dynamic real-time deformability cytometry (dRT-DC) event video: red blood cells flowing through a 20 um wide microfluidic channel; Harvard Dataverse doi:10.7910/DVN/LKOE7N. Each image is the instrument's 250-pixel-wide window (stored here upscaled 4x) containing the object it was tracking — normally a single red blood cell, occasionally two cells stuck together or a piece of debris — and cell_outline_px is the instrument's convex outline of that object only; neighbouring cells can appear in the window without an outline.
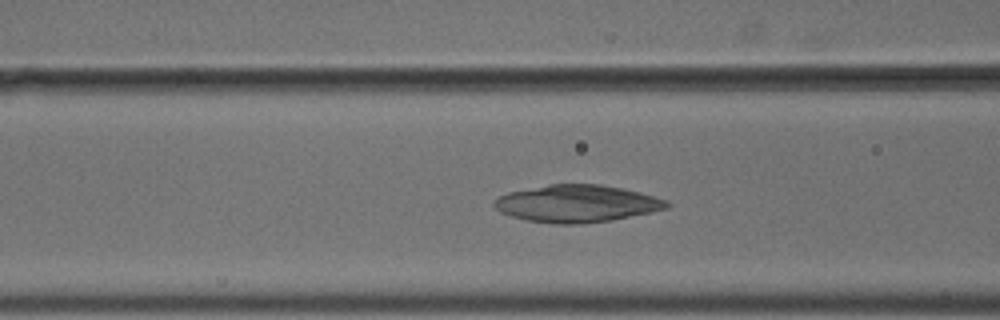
{"species": "common noctule bat (a hibernating species)", "species_latin": "Nyctalus noctula", "temperature_condition": "cold", "stored_images_in_passage": 47, "camera_frame_rate_fps": 3000, "um_per_image_px": 0.085, "animal": {"sex": "male", "body_mass_g": 18.8}, "frame": {"image": 1, "passage_image": 21, "time_ms": 6.667, "image_size_px": [1000, 320], "cell_outline_px": [[672, 204], [668, 208], [652, 212], [612, 220], [580, 224], [556, 224], [528, 220], [512, 216], [500, 212], [492, 204], [500, 196], [508, 192], [548, 184], [600, 184], [620, 188], [668, 200]], "centroid_in_image_um": [49.04, 17.31], "position_along_channel_um": 117.6, "area_um2": 37.28}}
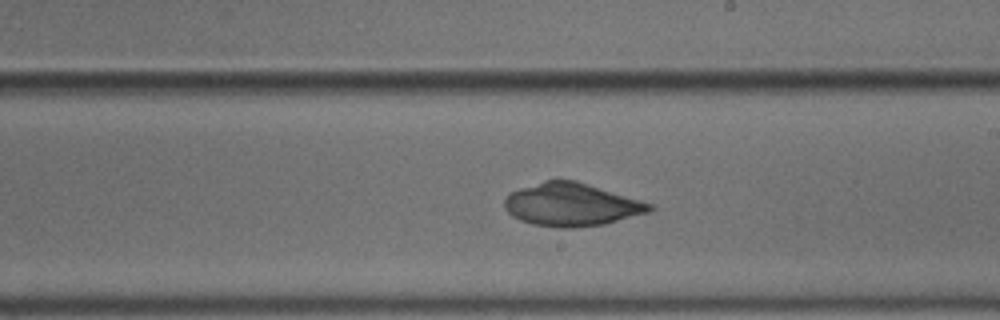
{"frame": {"image": 2, "passage_image": 31, "time_ms": 10.0, "image_size_px": [1000, 320], "cell_outline_px": [[656, 208], [648, 212], [604, 224], [572, 228], [560, 228], [532, 224], [520, 220], [512, 216], [504, 208], [504, 200], [512, 192], [520, 188], [544, 180], [576, 180], [652, 204]], "centroid_in_image_um": [48.55, 17.4], "position_along_channel_um": 240.4, "area_um2": 36.07}}
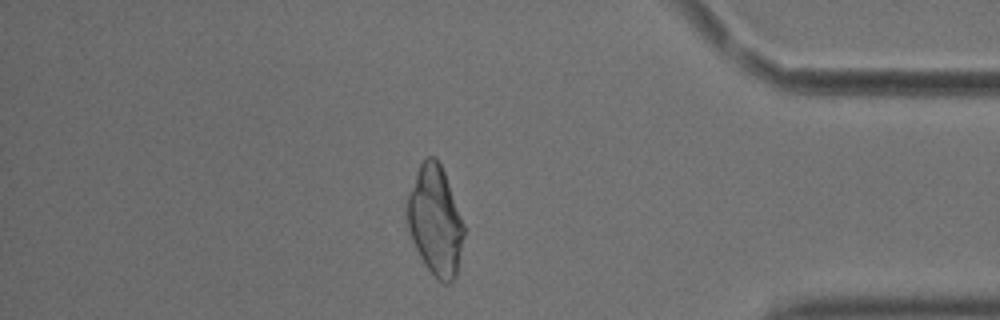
{"frame": {"image": 3, "passage_image": 45, "time_ms": 14.667, "image_size_px": [1000, 320], "cell_outline_px": [[464, 236], [456, 276], [448, 284], [444, 284], [432, 276], [424, 264], [412, 240], [408, 228], [408, 196], [416, 172], [420, 164], [428, 156], [432, 156], [440, 164], [444, 172], [464, 224]], "centroid_in_image_um": [37.01, 18.81], "position_along_channel_um": 398.2, "area_um2": 35.72}}